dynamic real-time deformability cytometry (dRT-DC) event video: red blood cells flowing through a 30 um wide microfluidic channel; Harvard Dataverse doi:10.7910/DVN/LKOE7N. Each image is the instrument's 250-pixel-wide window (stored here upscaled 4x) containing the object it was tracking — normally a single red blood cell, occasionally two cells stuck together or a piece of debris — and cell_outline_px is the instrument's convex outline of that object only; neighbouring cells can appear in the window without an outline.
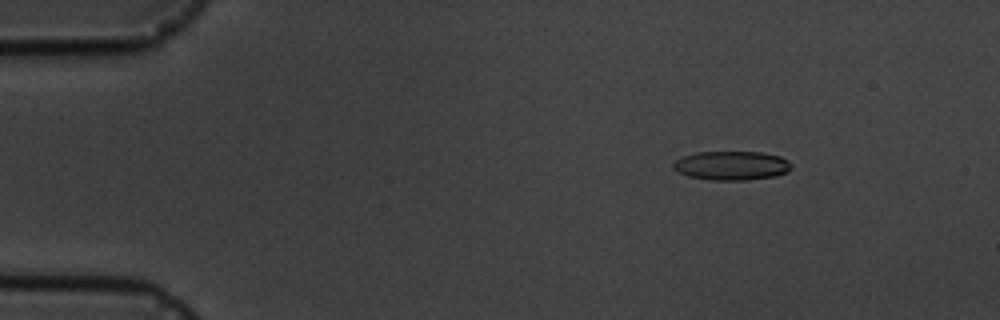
{"species": "common noctule bat (a hibernating species)", "species_latin": "Nyctalus noctula", "temperature_condition": "cold", "stored_images_in_passage": 3, "camera_frame_rate_fps": 3000, "um_per_image_px": 0.085, "animal": {"sex": "male", "body_mass_g": 19.5, "forearm_length_mm": 54.6}, "frame": {"image": 1, "passage_image": 1, "time_ms": 0.0, "image_size_px": [1000, 320], "cell_outline_px": [[792, 168], [788, 172], [776, 176], [748, 180], [712, 180], [688, 176], [676, 172], [672, 168], [672, 164], [676, 160], [684, 156], [696, 152], [760, 152], [780, 156], [788, 160], [792, 164]], "centroid_in_image_um": [62.2, 14.08], "position_along_channel_um": 22.8, "area_um2": 20.17}}